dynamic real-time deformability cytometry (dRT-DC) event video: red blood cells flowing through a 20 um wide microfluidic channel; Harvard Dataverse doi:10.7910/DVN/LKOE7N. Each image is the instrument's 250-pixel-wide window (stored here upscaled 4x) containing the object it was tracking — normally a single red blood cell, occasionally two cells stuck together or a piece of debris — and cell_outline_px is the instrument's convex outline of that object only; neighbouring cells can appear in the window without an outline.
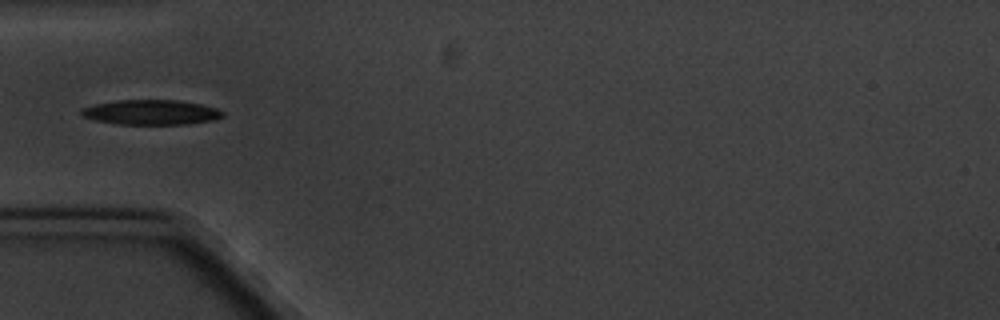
{"species": "common noctule bat (a hibernating species)", "species_latin": "Nyctalus noctula", "temperature_condition": "cold", "stored_images_in_passage": 3, "camera_frame_rate_fps": 3000, "um_per_image_px": 0.085, "animal": {"sex": "male", "body_mass_g": 20.1, "forearm_length_mm": 53.5}, "frame": {"image": 1, "passage_image": 1, "time_ms": 0.0, "image_size_px": [1000, 320], "cell_outline_px": [[224, 116], [216, 120], [188, 124], [120, 124], [96, 120], [84, 116], [80, 112], [80, 108], [92, 104], [116, 100], [176, 100], [200, 104], [216, 108], [224, 112]], "centroid_in_image_um": [12.85, 9.54], "position_along_channel_um": 72.1, "area_um2": 20.58}}